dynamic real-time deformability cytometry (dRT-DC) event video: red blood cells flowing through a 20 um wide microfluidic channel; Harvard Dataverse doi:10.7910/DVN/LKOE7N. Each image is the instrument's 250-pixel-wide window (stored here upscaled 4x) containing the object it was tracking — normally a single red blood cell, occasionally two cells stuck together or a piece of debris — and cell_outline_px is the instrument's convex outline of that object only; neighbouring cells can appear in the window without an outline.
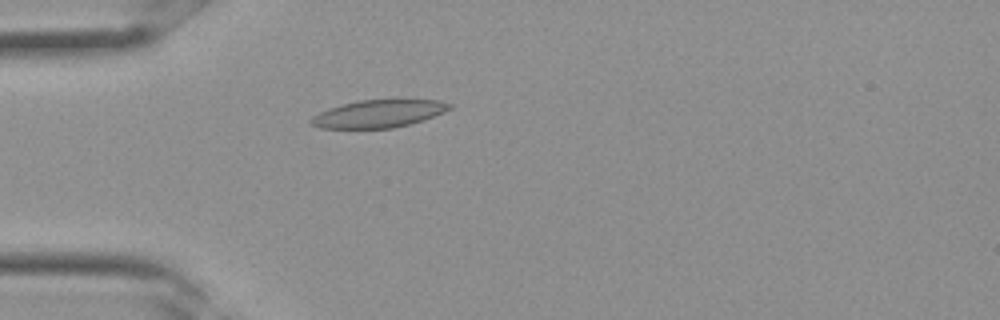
{"species": "Egyptian fruit bat (a non-hibernating species)", "species_latin": "Rousettus aegyptiacus", "temperature_condition": "room temperature", "stored_images_in_passage": 34, "camera_frame_rate_fps": 3000, "um_per_image_px": 0.085, "frame": {"image": 1, "passage_image": 10, "time_ms": 3.0, "image_size_px": [1000, 320], "cell_outline_px": [[452, 108], [444, 112], [424, 120], [392, 128], [320, 128], [312, 124], [308, 120], [312, 116], [328, 108], [360, 100], [440, 100], [452, 104]], "centroid_in_image_um": [32.18, 9.67], "position_along_channel_um": 52.8, "area_um2": 22.14}}
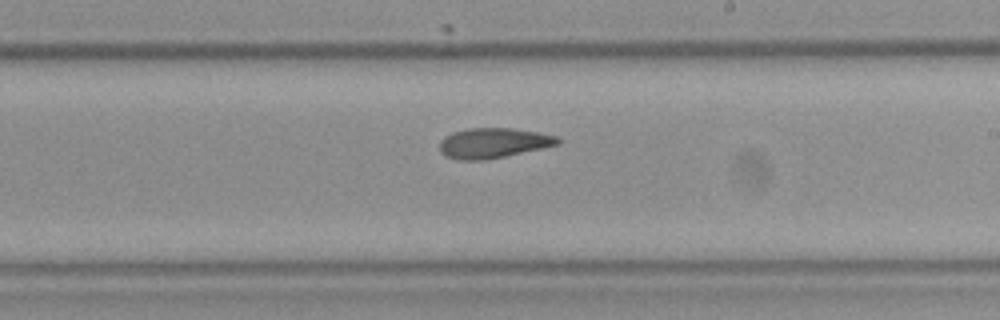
{"frame": {"image": 2, "passage_image": 20, "time_ms": 6.333, "image_size_px": [1000, 320], "cell_outline_px": [[560, 144], [504, 156], [484, 160], [460, 160], [444, 156], [440, 152], [440, 140], [444, 136], [452, 132], [468, 128], [512, 128], [536, 132], [556, 136], [560, 140]], "centroid_in_image_um": [41.87, 12.15], "position_along_channel_um": 247.1, "area_um2": 20.63}}
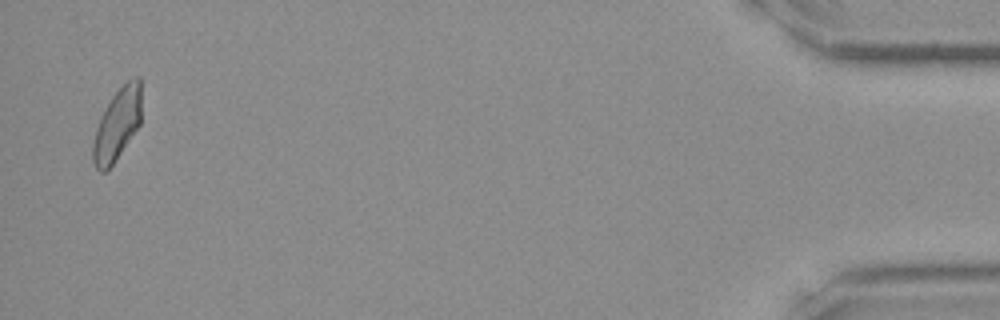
{"frame": {"image": 3, "passage_image": 33, "time_ms": 10.667, "image_size_px": [1000, 320], "cell_outline_px": [[140, 124], [112, 164], [104, 172], [100, 172], [96, 168], [92, 160], [92, 144], [96, 128], [112, 96], [132, 76], [140, 76]], "centroid_in_image_um": [9.95, 10.58], "position_along_channel_um": 425.2, "area_um2": 19.77}}